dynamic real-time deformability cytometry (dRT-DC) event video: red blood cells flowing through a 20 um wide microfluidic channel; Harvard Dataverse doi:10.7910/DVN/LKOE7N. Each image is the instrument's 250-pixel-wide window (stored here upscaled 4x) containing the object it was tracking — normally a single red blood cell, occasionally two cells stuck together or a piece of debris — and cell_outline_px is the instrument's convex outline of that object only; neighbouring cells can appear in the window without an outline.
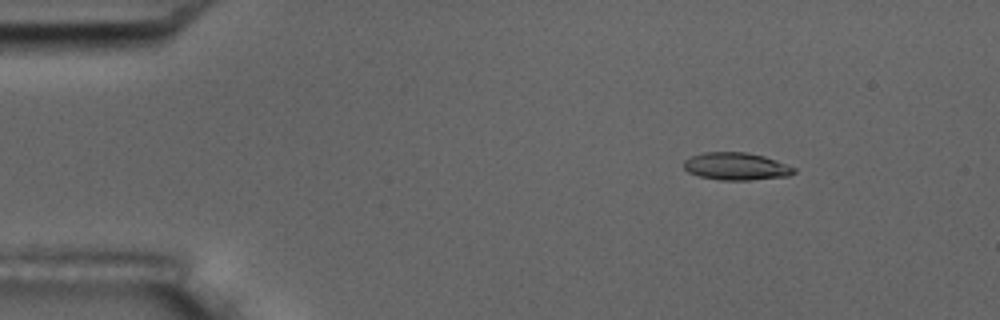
{"species": "common noctule bat (a hibernating species)", "species_latin": "Nyctalus noctula", "temperature_condition": "room temperature", "stored_images_in_passage": 8, "camera_frame_rate_fps": 3000, "um_per_image_px": 0.085, "animal": {"sex": "male", "body_mass_g": 17.5, "forearm_length_mm": 52.3}, "frame": {"image": 1, "passage_image": 3, "time_ms": 2.333, "image_size_px": [1000, 320], "cell_outline_px": [[796, 172], [788, 176], [748, 180], [720, 180], [700, 176], [688, 172], [684, 168], [684, 160], [692, 156], [704, 152], [744, 152], [764, 156], [796, 168]], "centroid_in_image_um": [62.57, 14.14], "position_along_channel_um": 22.4, "area_um2": 17.51}}
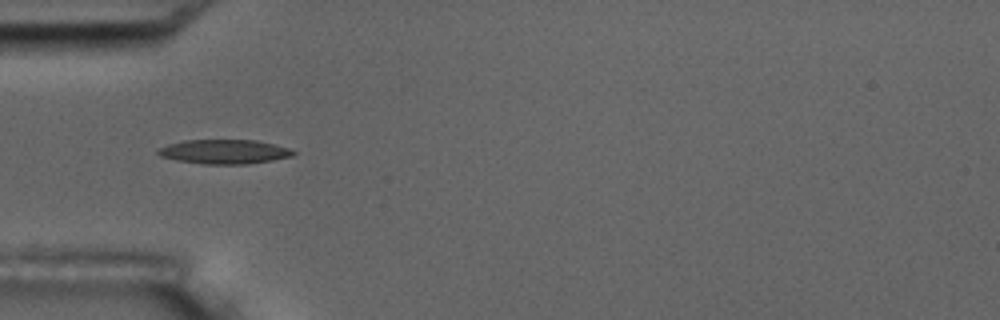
{"frame": {"image": 2, "passage_image": 6, "time_ms": 5.667, "image_size_px": [1000, 320], "cell_outline_px": [[296, 152], [292, 156], [272, 160], [248, 164], [204, 164], [176, 160], [160, 156], [156, 152], [156, 148], [168, 144], [184, 140], [256, 140], [276, 144], [288, 148]], "centroid_in_image_um": [19.03, 12.89], "position_along_channel_um": 66.0, "area_um2": 19.25}}